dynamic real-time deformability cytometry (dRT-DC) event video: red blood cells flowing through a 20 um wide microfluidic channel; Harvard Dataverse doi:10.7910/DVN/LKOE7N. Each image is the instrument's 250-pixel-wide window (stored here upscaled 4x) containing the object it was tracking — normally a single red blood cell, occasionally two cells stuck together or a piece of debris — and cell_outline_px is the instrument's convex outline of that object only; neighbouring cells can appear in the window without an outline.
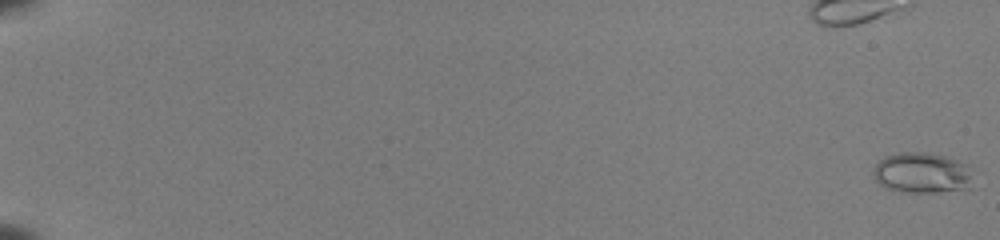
{"species": "common noctule bat (a hibernating species)", "species_latin": "Nyctalus noctula", "temperature_condition": "room temperature", "stored_images_in_passage": 55, "camera_frame_rate_fps": 3000, "um_per_image_px": 0.085, "animal": {"sex": "female", "body_mass_g": 22.0, "forearm_length_mm": 56.7}, "frame": {"image": 1, "passage_image": 1, "time_ms": 0.0, "image_size_px": [1000, 240], "cell_outline_px": [[972, 188], [936, 192], [900, 192], [888, 188], [880, 184], [872, 176], [872, 172], [876, 164], [884, 156], [900, 152], [924, 152], [944, 156], [968, 164]], "centroid_in_image_um": [78.34, 14.69], "position_along_channel_um": 6.7, "area_um2": 23.64}}
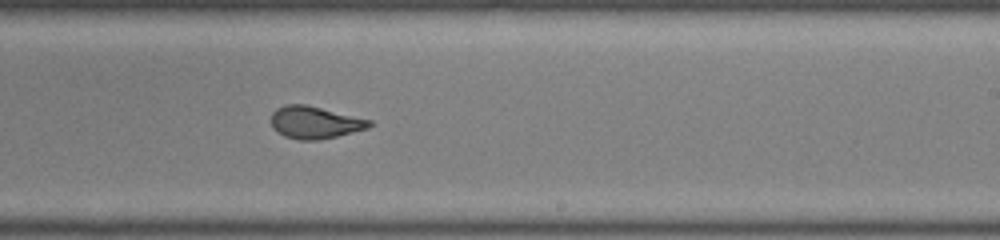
{"frame": {"image": 2, "passage_image": 37, "time_ms": 12.0, "image_size_px": [1000, 240], "cell_outline_px": [[372, 124], [368, 128], [336, 136], [316, 140], [300, 140], [284, 136], [276, 132], [272, 128], [272, 112], [276, 108], [284, 104], [304, 104], [372, 120]], "centroid_in_image_um": [26.72, 10.4], "position_along_channel_um": 262.3, "area_um2": 18.38}}
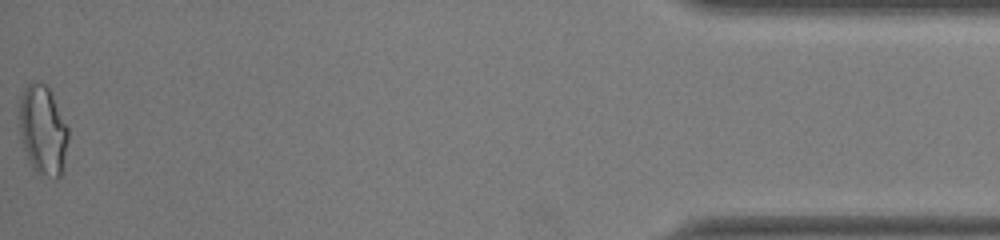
{"frame": {"image": 3, "passage_image": 55, "time_ms": 18.0, "image_size_px": [1000, 240], "cell_outline_px": [[68, 140], [60, 176], [56, 180], [40, 176], [36, 172], [28, 160], [24, 148], [20, 132], [20, 100], [24, 88], [32, 80], [40, 80], [48, 84], [68, 128]], "centroid_in_image_um": [3.65, 11.04], "position_along_channel_um": 431.6, "area_um2": 25.72}, "authors_computed_cell_mechanics": {"area_um2": 19.8832, "velocity_mm_per_s": 3.9908, "shape_relaxation_time_tau1_ms": 8.3089, "shape_relaxation_time_tau2_ms": 0.8468, "deformation_change_tau1": 0.251, "deformation_change_tau2": 0.0558}}